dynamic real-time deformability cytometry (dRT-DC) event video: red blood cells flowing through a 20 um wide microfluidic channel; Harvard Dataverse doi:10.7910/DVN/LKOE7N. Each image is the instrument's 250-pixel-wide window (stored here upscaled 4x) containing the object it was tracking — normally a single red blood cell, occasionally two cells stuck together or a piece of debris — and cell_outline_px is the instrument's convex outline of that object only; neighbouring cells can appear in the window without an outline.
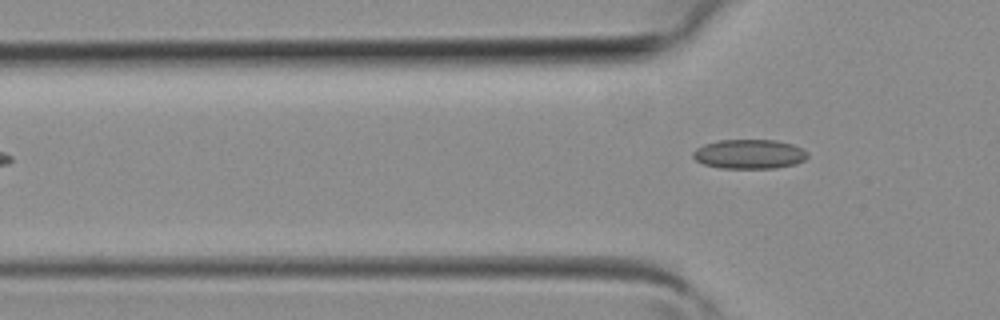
{"species": "common noctule bat (a hibernating species)", "species_latin": "Nyctalus noctula", "temperature_condition": "room temperature", "stored_images_in_passage": 3, "camera_frame_rate_fps": 3000, "um_per_image_px": 0.085, "animal": {"sex": "female", "body_mass_g": 19.3, "forearm_length_mm": 54.1}, "frame": {"image": 1, "passage_image": 3, "time_ms": 0.667, "image_size_px": [1000, 320], "cell_outline_px": [[808, 156], [804, 160], [796, 164], [776, 168], [720, 168], [704, 164], [696, 160], [692, 156], [692, 152], [696, 148], [704, 144], [720, 140], [776, 140], [792, 144], [808, 152]], "centroid_in_image_um": [63.69, 13.1], "position_along_channel_um": 62.1, "area_um2": 19.65}}